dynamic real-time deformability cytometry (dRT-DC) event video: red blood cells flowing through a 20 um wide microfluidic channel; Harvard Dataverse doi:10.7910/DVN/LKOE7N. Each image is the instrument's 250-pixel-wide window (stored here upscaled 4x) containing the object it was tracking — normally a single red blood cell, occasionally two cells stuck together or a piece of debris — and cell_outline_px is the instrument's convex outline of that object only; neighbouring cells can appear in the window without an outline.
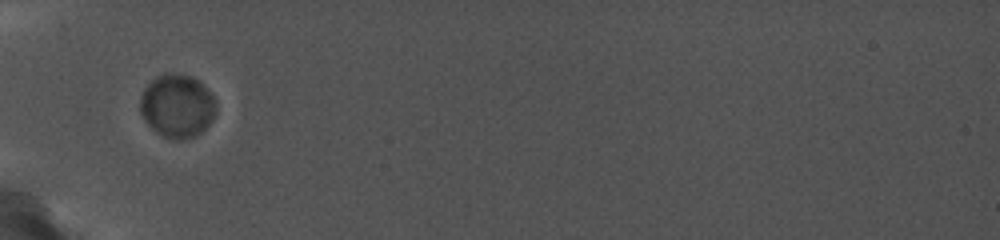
{"species": "common noctule bat (a hibernating species)", "species_latin": "Nyctalus noctula", "temperature_condition": "cold", "stored_images_in_passage": 22, "camera_frame_rate_fps": 5000, "um_per_image_px": 0.085, "animal": {"sex": "female", "body_mass_g": 19.0, "forearm_length_mm": 56.7}, "frame": {"image": 1, "passage_image": 1, "time_ms": 0.0, "image_size_px": [1000, 240], "cell_outline_px": [[216, 112], [212, 120], [196, 136], [180, 140], [176, 140], [164, 136], [156, 132], [144, 120], [140, 112], [140, 100], [148, 84], [152, 80], [168, 72], [192, 76], [212, 96], [216, 104]], "centroid_in_image_um": [15.05, 9.03], "position_along_channel_um": 69.9, "area_um2": 27.51}}
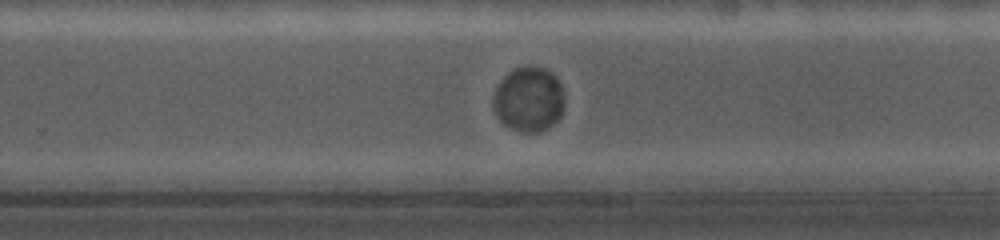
{"frame": {"image": 2, "passage_image": 14, "time_ms": 6.0, "image_size_px": [1000, 240], "cell_outline_px": [[564, 108], [560, 116], [548, 128], [540, 132], [524, 132], [508, 128], [496, 116], [496, 88], [504, 76], [508, 72], [516, 68], [528, 64], [544, 68], [556, 76], [560, 84], [564, 100]], "centroid_in_image_um": [44.98, 8.43], "position_along_channel_um": 284.8, "area_um2": 26.7}}
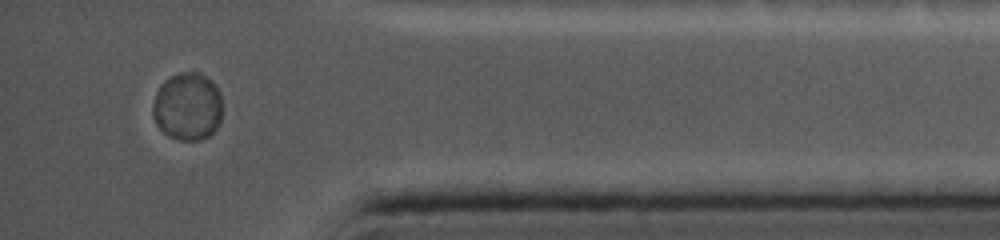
{"frame": {"image": 3, "passage_image": 21, "time_ms": 9.8, "image_size_px": [1000, 240], "cell_outline_px": [[220, 120], [216, 128], [208, 136], [200, 140], [180, 140], [168, 136], [156, 124], [152, 112], [152, 104], [156, 92], [160, 84], [164, 80], [180, 72], [200, 72], [220, 92]], "centroid_in_image_um": [15.9, 9.06], "position_along_channel_um": 419.3, "area_um2": 27.28}}